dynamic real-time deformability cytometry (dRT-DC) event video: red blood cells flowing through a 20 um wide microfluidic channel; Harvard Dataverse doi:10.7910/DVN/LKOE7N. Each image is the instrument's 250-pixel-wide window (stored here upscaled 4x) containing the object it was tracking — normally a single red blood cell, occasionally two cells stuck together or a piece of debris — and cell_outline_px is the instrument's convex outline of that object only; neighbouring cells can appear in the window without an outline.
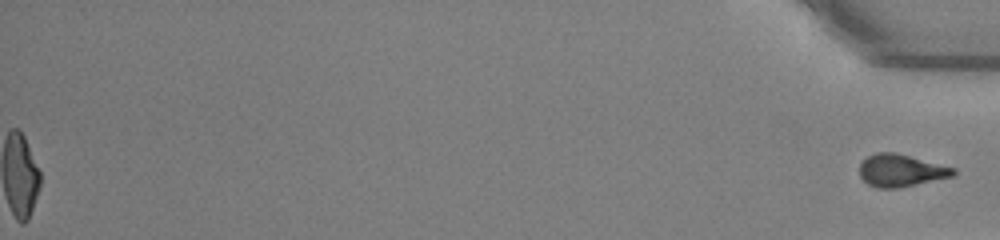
{"species": "common noctule bat (a hibernating species)", "species_latin": "Nyctalus noctula", "temperature_condition": "warm", "stored_images_in_passage": 39, "segment_of_instrument_passage": [2, 2], "camera_frame_rate_fps": 3000, "um_per_image_px": 0.085, "animal": {"sex": "male", "body_mass_g": 13.0, "forearm_length_mm": 53.1}, "frame": {"image": 1, "passage_image": 39, "time_ms": 12.667, "image_size_px": [1000, 240], "cell_outline_px": [[956, 172], [952, 176], [900, 188], [880, 188], [868, 184], [860, 176], [860, 164], [868, 156], [876, 152], [892, 152], [956, 168]], "centroid_in_image_um": [76.57, 14.5], "position_along_channel_um": 358.6, "area_um2": 17.4}}